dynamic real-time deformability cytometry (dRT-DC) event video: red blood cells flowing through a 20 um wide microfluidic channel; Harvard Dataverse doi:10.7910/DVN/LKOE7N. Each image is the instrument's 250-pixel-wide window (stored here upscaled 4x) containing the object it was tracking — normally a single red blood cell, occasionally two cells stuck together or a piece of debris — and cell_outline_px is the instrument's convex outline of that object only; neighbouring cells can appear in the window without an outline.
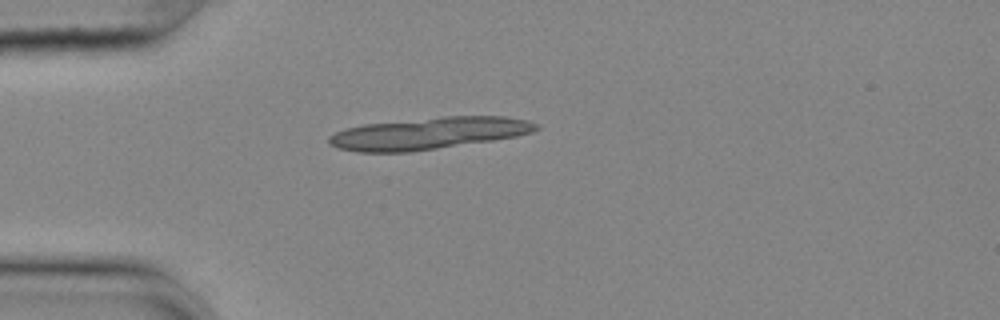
{"species": "common noctule bat (a hibernating species)", "species_latin": "Nyctalus noctula", "temperature_condition": "cold", "stored_images_in_passage": 6, "camera_frame_rate_fps": 3000, "um_per_image_px": 0.085, "animal": {"sex": "female", "body_mass_g": 25.1}, "frame": {"image": 1, "passage_image": 1, "time_ms": 0.0, "image_size_px": [1000, 320], "cell_outline_px": [[540, 128], [532, 132], [516, 136], [492, 140], [408, 152], [356, 152], [336, 148], [328, 144], [328, 136], [344, 128], [364, 124], [444, 116], [504, 116], [528, 120], [540, 124]], "centroid_in_image_um": [36.41, 11.33], "position_along_channel_um": 48.6, "area_um2": 38.61}}